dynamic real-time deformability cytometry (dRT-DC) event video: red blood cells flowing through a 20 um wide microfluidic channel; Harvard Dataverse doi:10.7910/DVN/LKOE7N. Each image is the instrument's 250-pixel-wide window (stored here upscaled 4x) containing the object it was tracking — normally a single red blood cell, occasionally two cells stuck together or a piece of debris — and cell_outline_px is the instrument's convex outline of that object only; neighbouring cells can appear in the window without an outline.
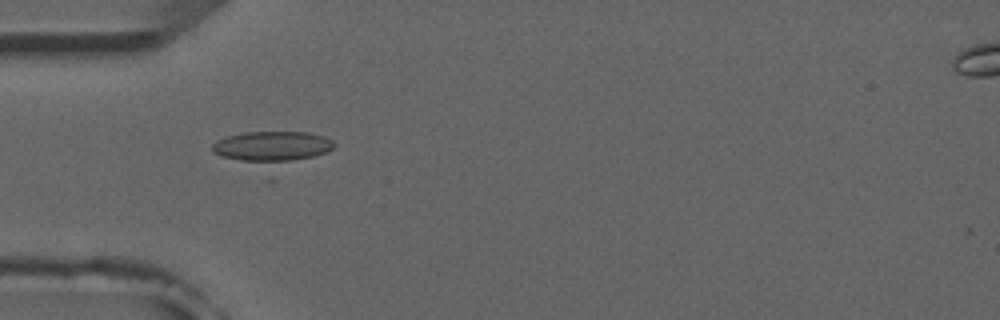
{"species": "common noctule bat (a hibernating species)", "species_latin": "Nyctalus noctula", "temperature_condition": "room temperature", "stored_images_in_passage": 3, "camera_frame_rate_fps": 3000, "um_per_image_px": 0.085, "animal": {"sex": "male", "forearm_length_mm": 52.5}, "frame": {"image": 1, "passage_image": 3, "time_ms": 2.333, "image_size_px": [1000, 320], "cell_outline_px": [[336, 144], [332, 148], [324, 152], [312, 156], [276, 164], [268, 164], [240, 160], [220, 156], [212, 152], [212, 144], [216, 140], [224, 136], [244, 132], [308, 132], [324, 136], [332, 140]], "centroid_in_image_um": [23.07, 12.44], "position_along_channel_um": 61.9, "area_um2": 21.79}}